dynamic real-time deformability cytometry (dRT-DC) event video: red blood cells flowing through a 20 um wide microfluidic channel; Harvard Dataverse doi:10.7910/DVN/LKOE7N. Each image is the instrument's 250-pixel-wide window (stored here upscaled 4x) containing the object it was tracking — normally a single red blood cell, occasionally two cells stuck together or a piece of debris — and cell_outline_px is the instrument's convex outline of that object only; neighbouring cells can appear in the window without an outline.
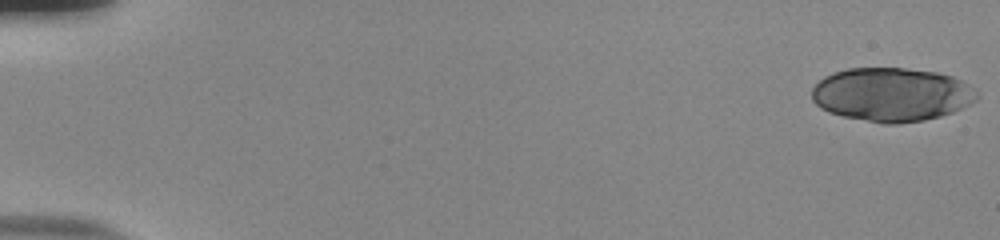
{"species": "human", "species_latin": "Homo sapiens", "temperature_condition": "room temperature", "stored_images_in_passage": 29, "camera_frame_rate_fps": 3000, "um_per_image_px": 0.085, "donor": {"sex": "male"}, "frame": {"image": 1, "passage_image": 1, "time_ms": 0.0, "image_size_px": [1000, 240], "cell_outline_px": [[980, 96], [976, 100], [952, 112], [940, 116], [924, 120], [896, 124], [884, 124], [844, 116], [828, 112], [820, 108], [812, 100], [812, 88], [824, 76], [832, 72], [848, 68], [904, 68], [936, 72], [952, 76], [976, 88]], "centroid_in_image_um": [75.78, 8.03], "position_along_channel_um": 9.2, "area_um2": 51.79}}
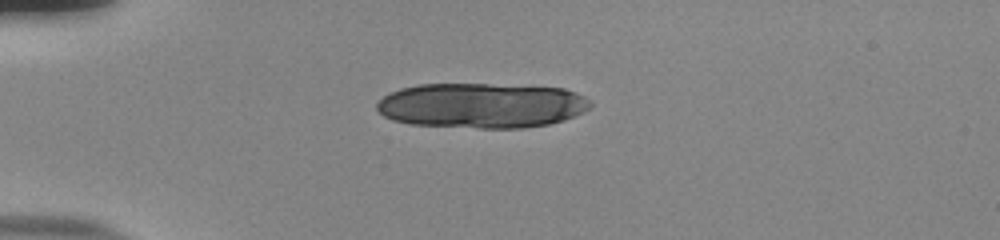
{"frame": {"image": 2, "passage_image": 15, "time_ms": 4.667, "image_size_px": [1000, 240], "cell_outline_px": [[592, 104], [588, 108], [564, 120], [548, 124], [524, 128], [480, 128], [412, 124], [392, 120], [384, 116], [376, 108], [376, 104], [384, 96], [400, 88], [420, 84], [488, 84], [564, 88], [576, 92], [592, 100]], "centroid_in_image_um": [40.94, 8.96], "position_along_channel_um": 44.1, "area_um2": 56.07}}
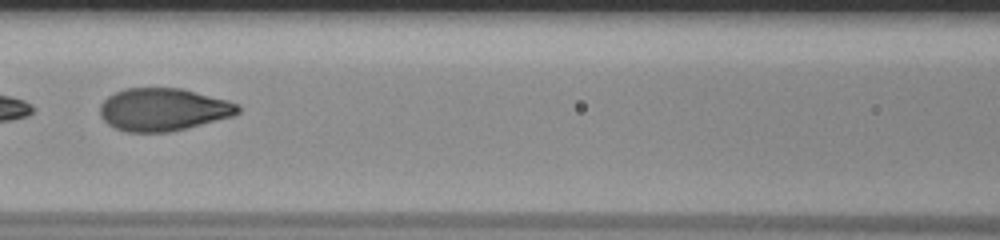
{"frame": {"image": 3, "passage_image": 27, "time_ms": 8.667, "image_size_px": [1000, 240], "cell_outline_px": [[240, 112], [232, 116], [168, 132], [124, 132], [108, 124], [100, 116], [100, 104], [108, 96], [116, 92], [128, 88], [180, 88], [228, 100], [240, 104]], "centroid_in_image_um": [13.86, 9.3], "position_along_channel_um": 152.7, "area_um2": 34.1}}